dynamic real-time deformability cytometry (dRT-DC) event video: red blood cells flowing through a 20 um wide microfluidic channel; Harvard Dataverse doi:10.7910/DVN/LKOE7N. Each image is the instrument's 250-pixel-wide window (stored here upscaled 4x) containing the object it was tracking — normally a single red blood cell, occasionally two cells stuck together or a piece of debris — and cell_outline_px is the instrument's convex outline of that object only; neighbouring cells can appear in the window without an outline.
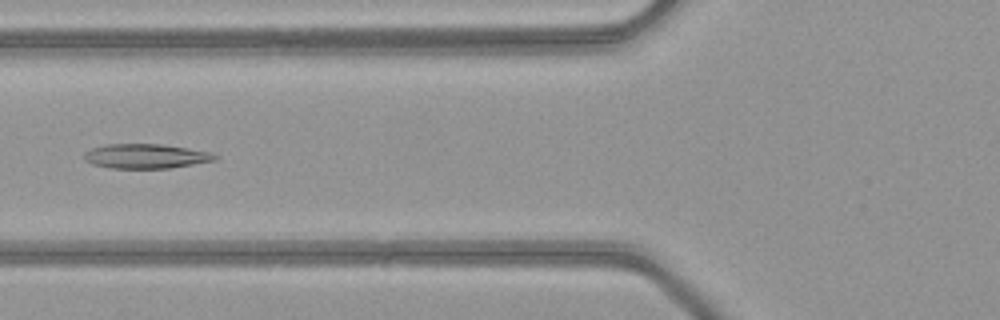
{"species": "common noctule bat (a hibernating species)", "species_latin": "Nyctalus noctula", "temperature_condition": "warm", "stored_images_in_passage": 42, "segment_of_instrument_passage": [1, 2], "camera_frame_rate_fps": 3000, "um_per_image_px": 0.085, "animal": {"sex": "female", "body_mass_g": 21.9}, "frame": {"image": 1, "passage_image": 11, "time_ms": 3.333, "image_size_px": [1000, 320], "cell_outline_px": [[220, 156], [216, 160], [168, 168], [108, 168], [92, 164], [84, 160], [84, 152], [92, 148], [108, 144], [160, 144], [188, 148], [212, 152]], "centroid_in_image_um": [12.4, 13.27], "position_along_channel_um": 113.4, "area_um2": 18.73}}
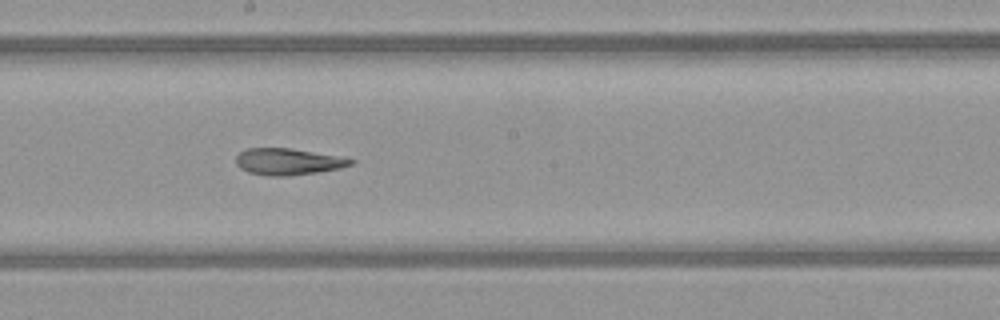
{"frame": {"image": 2, "passage_image": 19, "time_ms": 6.0, "image_size_px": [1000, 320], "cell_outline_px": [[356, 160], [352, 164], [340, 168], [316, 172], [288, 176], [268, 176], [248, 172], [240, 168], [236, 164], [236, 156], [240, 152], [248, 148], [292, 148]], "centroid_in_image_um": [24.43, 13.74], "position_along_channel_um": 223.8, "area_um2": 17.57}}
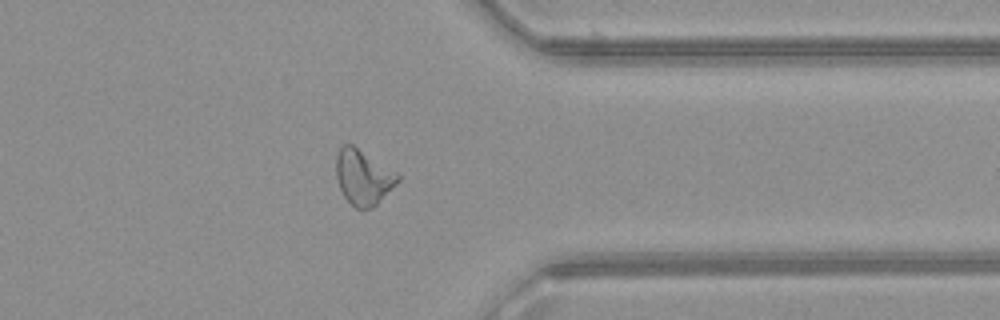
{"frame": {"image": 3, "passage_image": 31, "time_ms": 10.0, "image_size_px": [1000, 320], "cell_outline_px": [[400, 180], [372, 208], [356, 208], [344, 196], [340, 188], [336, 176], [336, 156], [340, 148], [344, 144], [352, 144], [400, 172]], "centroid_in_image_um": [30.9, 15.02], "position_along_channel_um": 380.5, "area_um2": 19.88}}